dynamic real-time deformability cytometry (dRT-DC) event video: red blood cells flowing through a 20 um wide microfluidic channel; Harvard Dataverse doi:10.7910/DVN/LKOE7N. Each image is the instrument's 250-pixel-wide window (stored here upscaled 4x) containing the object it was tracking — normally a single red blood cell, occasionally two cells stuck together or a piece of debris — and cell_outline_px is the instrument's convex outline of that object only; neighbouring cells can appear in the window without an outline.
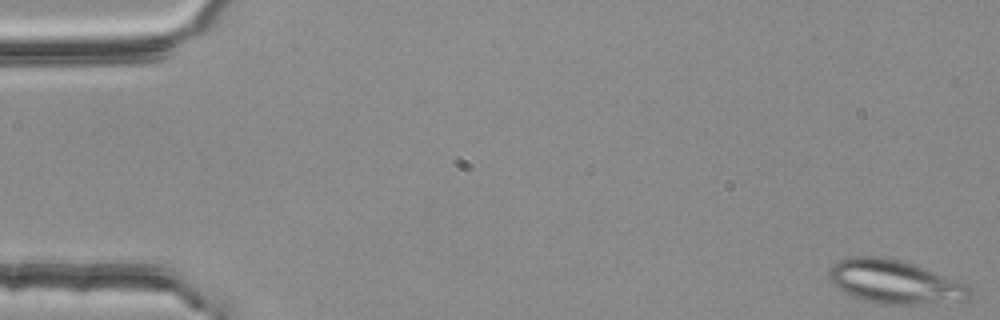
{"species": "common noctule bat (a hibernating species)", "species_latin": "Nyctalus noctula", "temperature_condition": "room temperature", "stored_images_in_passage": 5, "camera_frame_rate_fps": 3000, "um_per_image_px": 0.085, "animal": {"sex": "female", "body_mass_g": 25.1}, "frame": {"image": 1, "passage_image": 1, "time_ms": 0.0, "image_size_px": [1000, 320], "cell_outline_px": [[972, 296], [968, 300], [916, 304], [876, 304], [852, 296], [844, 292], [832, 284], [828, 276], [828, 272], [832, 264], [840, 260], [852, 256], [884, 256], [900, 260], [968, 284], [972, 288]], "centroid_in_image_um": [76.04, 23.96], "position_along_channel_um": 9.0, "area_um2": 35.84}}